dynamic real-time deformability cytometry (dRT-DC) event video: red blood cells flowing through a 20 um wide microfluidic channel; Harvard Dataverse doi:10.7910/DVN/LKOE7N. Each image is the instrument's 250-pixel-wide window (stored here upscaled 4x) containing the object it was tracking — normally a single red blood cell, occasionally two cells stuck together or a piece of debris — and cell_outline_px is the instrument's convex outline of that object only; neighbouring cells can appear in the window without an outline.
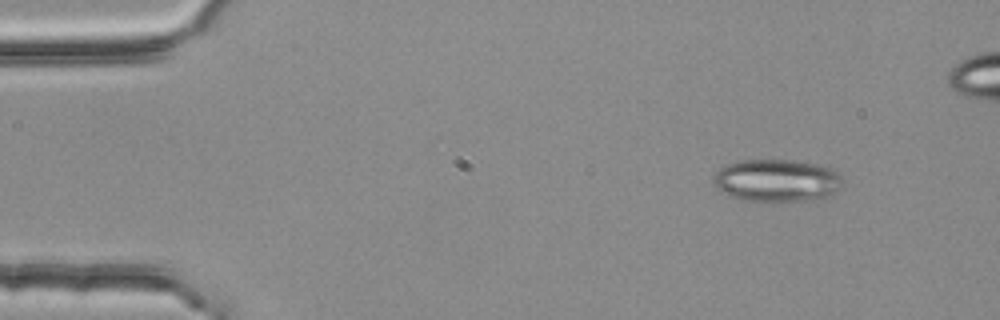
{"species": "common noctule bat (a hibernating species)", "species_latin": "Nyctalus noctula", "temperature_condition": "room temperature", "stored_images_in_passage": 4, "camera_frame_rate_fps": 3000, "um_per_image_px": 0.085, "animal": {"sex": "female", "body_mass_g": 25.1}, "frame": {"image": 1, "passage_image": 1, "time_ms": 0.0, "image_size_px": [1000, 320], "cell_outline_px": [[844, 184], [840, 188], [828, 196], [804, 200], [740, 200], [724, 196], [712, 184], [712, 180], [716, 172], [720, 168], [728, 164], [740, 160], [788, 160], [816, 164], [828, 168], [836, 172], [840, 176]], "centroid_in_image_um": [65.94, 15.34], "position_along_channel_um": 19.1, "area_um2": 31.85}}